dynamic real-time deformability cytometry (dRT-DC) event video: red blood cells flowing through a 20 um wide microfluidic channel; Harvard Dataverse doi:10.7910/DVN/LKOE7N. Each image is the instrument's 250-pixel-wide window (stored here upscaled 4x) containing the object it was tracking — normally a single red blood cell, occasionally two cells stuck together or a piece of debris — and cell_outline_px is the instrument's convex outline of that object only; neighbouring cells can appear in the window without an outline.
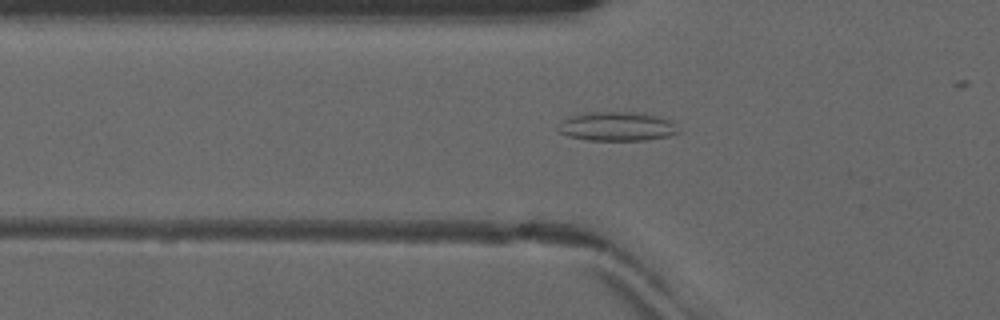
{"species": "common noctule bat (a hibernating species)", "species_latin": "Nyctalus noctula", "temperature_condition": "warm", "stored_images_in_passage": 5, "camera_frame_rate_fps": 3000, "um_per_image_px": 0.085, "animal": {"sex": "male", "forearm_length_mm": 52.5}, "frame": {"image": 1, "passage_image": 3, "time_ms": 0.667, "image_size_px": [1000, 320], "cell_outline_px": [[680, 132], [668, 136], [648, 140], [588, 140], [568, 136], [560, 132], [556, 128], [568, 116], [588, 112], [636, 112], [656, 116], [668, 120]], "centroid_in_image_um": [52.39, 10.75], "position_along_channel_um": 73.4, "area_um2": 20.17}}